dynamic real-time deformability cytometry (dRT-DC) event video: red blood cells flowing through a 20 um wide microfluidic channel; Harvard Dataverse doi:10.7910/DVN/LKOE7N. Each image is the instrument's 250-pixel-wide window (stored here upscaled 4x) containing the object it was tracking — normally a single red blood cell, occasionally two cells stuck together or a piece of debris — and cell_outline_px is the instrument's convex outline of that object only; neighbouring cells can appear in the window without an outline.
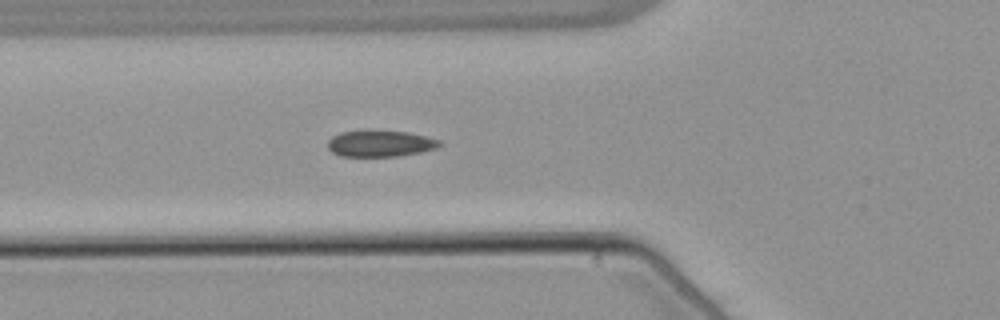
{"species": "common noctule bat (a hibernating species)", "species_latin": "Nyctalus noctula", "temperature_condition": "warm", "stored_images_in_passage": 41, "segment_of_instrument_passage": [1, 2], "camera_frame_rate_fps": 3000, "um_per_image_px": 0.085, "animal": {"sex": "male", "body_mass_g": 21.5, "forearm_length_mm": 52.0}, "frame": {"image": 1, "passage_image": 6, "time_ms": 1.667, "image_size_px": [1000, 320], "cell_outline_px": [[444, 144], [436, 148], [420, 152], [396, 156], [340, 156], [332, 152], [328, 148], [328, 140], [332, 136], [340, 132], [408, 132], [440, 140]], "centroid_in_image_um": [32.33, 12.22], "position_along_channel_um": 93.5, "area_um2": 16.7}}
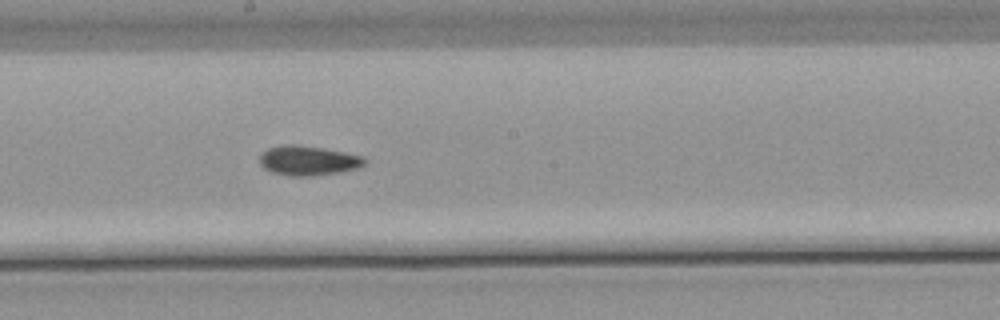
{"frame": {"image": 2, "passage_image": 16, "time_ms": 5.0, "image_size_px": [1000, 320], "cell_outline_px": [[368, 160], [364, 164], [356, 168], [340, 172], [312, 176], [292, 176], [272, 172], [264, 168], [260, 164], [260, 156], [268, 148], [284, 144], [292, 144], [324, 148], [364, 156]], "centroid_in_image_um": [26.21, 13.64], "position_along_channel_um": 222.0, "area_um2": 18.09}}
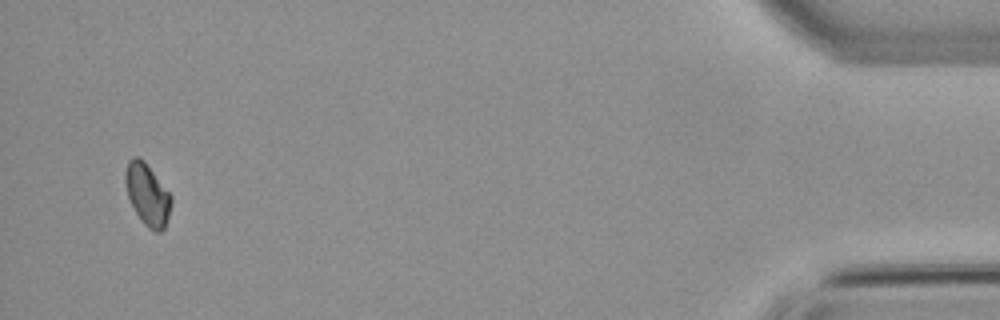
{"frame": {"image": 3, "passage_image": 38, "time_ms": 12.333, "image_size_px": [1000, 320], "cell_outline_px": [[172, 200], [168, 216], [164, 228], [160, 232], [152, 232], [144, 224], [136, 212], [128, 196], [124, 180], [124, 172], [128, 160], [132, 156], [140, 156], [144, 160], [172, 196]], "centroid_in_image_um": [12.51, 16.5], "position_along_channel_um": 422.7, "area_um2": 16.53}}